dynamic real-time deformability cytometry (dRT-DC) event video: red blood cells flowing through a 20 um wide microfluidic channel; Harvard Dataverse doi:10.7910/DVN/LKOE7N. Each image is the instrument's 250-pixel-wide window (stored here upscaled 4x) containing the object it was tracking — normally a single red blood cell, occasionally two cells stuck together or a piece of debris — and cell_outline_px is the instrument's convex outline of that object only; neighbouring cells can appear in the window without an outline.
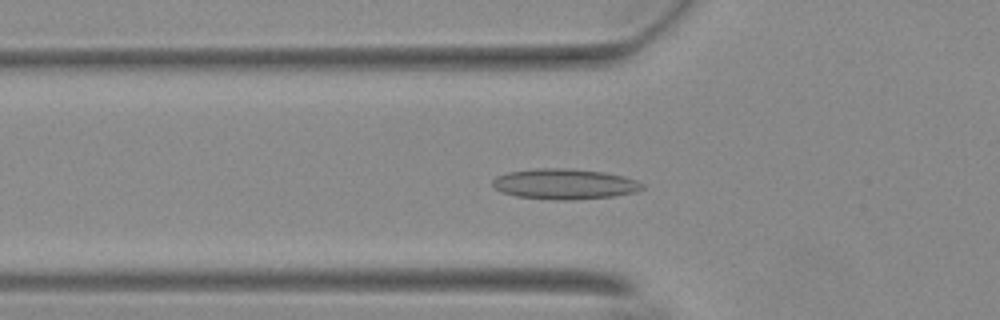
{"species": "Egyptian fruit bat (a non-hibernating species)", "species_latin": "Rousettus aegyptiacus", "temperature_condition": "warm", "stored_images_in_passage": 44, "camera_frame_rate_fps": 3000, "um_per_image_px": 0.085, "animal": {"sex": "female"}, "frame": {"image": 1, "passage_image": 11, "time_ms": 3.333, "image_size_px": [1000, 320], "cell_outline_px": [[644, 188], [636, 192], [612, 196], [572, 200], [552, 200], [516, 196], [504, 192], [496, 188], [492, 184], [492, 180], [496, 176], [508, 172], [536, 168], [572, 168], [604, 172], [624, 176], [636, 180], [644, 184]], "centroid_in_image_um": [48.0, 15.63], "position_along_channel_um": 77.8, "area_um2": 26.7}}
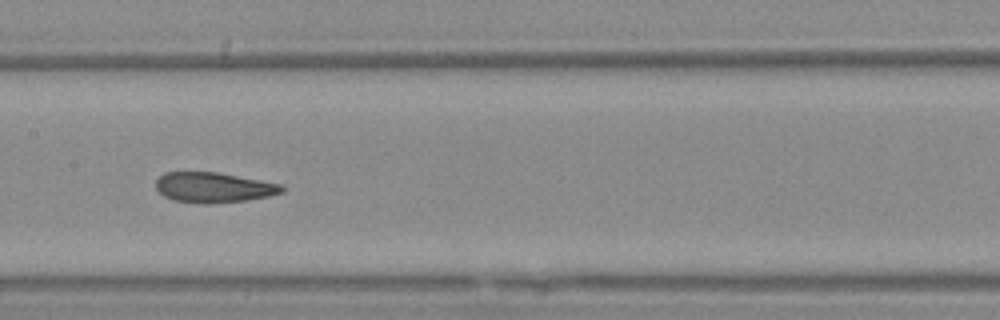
{"frame": {"image": 2, "passage_image": 20, "time_ms": 6.333, "image_size_px": [1000, 320], "cell_outline_px": [[284, 192], [268, 196], [248, 200], [208, 204], [204, 204], [176, 200], [164, 196], [156, 188], [156, 180], [164, 172], [216, 172], [280, 184], [284, 188]], "centroid_in_image_um": [18.14, 15.93], "position_along_channel_um": 189.3, "area_um2": 21.96}}
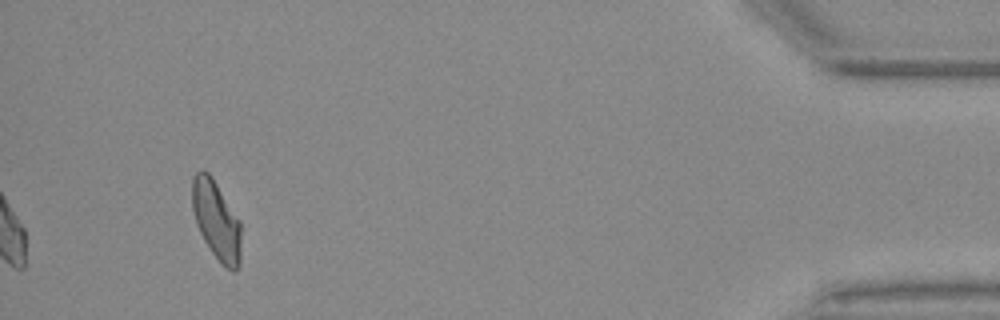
{"frame": {"image": 3, "passage_image": 44, "time_ms": 14.333, "image_size_px": [1000, 320], "cell_outline_px": [[240, 264], [236, 272], [232, 272], [224, 268], [220, 264], [204, 240], [196, 224], [192, 208], [192, 180], [196, 172], [204, 168], [212, 176], [240, 220]], "centroid_in_image_um": [18.39, 18.74], "position_along_channel_um": 416.8, "area_um2": 22.77}, "authors_computed_cell_mechanics": {"area_um2": 22.4553, "velocity_mm_per_s": 3.7046, "shape_relaxation_time_tau1_ms": null, "shape_relaxation_time_tau2_ms": 2.8474, "deformation_change_tau1": null, "deformation_change_tau2": 0.1008}}